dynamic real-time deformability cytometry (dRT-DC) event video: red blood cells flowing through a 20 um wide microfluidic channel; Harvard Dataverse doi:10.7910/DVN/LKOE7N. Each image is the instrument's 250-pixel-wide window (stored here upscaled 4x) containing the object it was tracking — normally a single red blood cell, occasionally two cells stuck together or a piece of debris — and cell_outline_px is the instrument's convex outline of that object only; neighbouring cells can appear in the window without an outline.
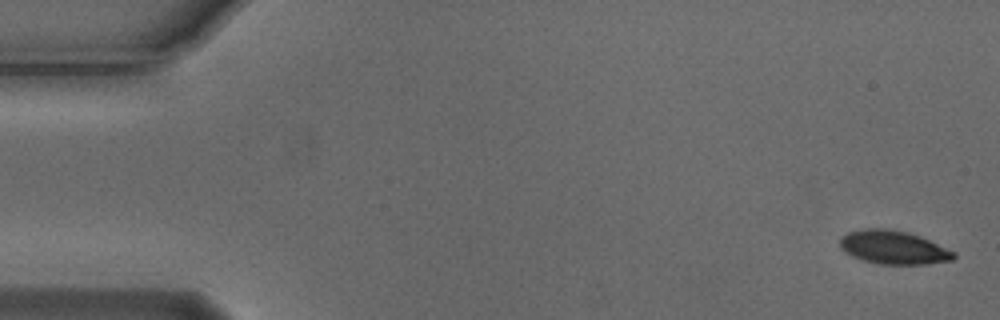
{"species": "Egyptian fruit bat (a non-hibernating species)", "species_latin": "Rousettus aegyptiacus", "temperature_condition": "cold", "stored_images_in_passage": 6, "camera_frame_rate_fps": 3000, "um_per_image_px": 0.085, "animal": {"sex": "male"}, "frame": {"image": 1, "passage_image": 1, "time_ms": 0.0, "image_size_px": [1000, 320], "cell_outline_px": [[956, 256], [952, 260], [928, 264], [880, 264], [864, 260], [852, 256], [844, 252], [840, 248], [840, 240], [848, 232], [868, 228], [884, 228], [908, 232], [920, 236], [956, 252]], "centroid_in_image_um": [75.96, 21.03], "position_along_channel_um": 9.0, "area_um2": 22.14}}